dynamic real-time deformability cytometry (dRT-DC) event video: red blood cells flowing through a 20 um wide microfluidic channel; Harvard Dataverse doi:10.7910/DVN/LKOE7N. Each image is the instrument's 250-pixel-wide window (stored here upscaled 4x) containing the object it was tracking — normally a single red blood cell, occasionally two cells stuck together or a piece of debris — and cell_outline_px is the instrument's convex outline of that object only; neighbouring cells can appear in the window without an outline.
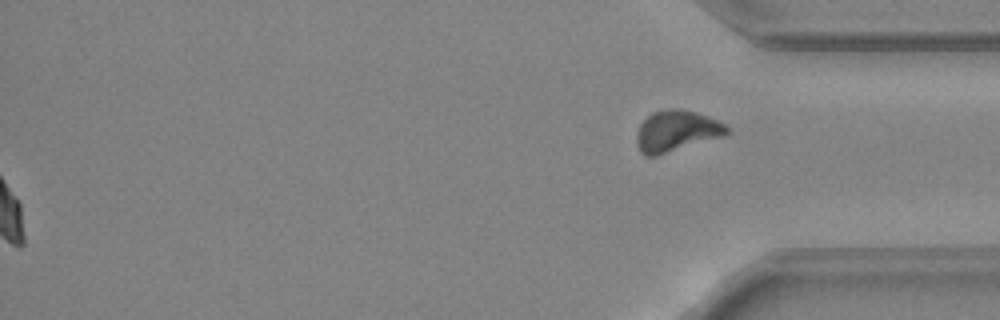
{"species": "common noctule bat (a hibernating species)", "species_latin": "Nyctalus noctula", "temperature_condition": "warm", "stored_images_in_passage": 35, "segment_of_instrument_passage": [2, 2], "camera_frame_rate_fps": 3000, "um_per_image_px": 0.085, "animal": {"sex": "female", "body_mass_g": 24.6, "forearm_length_mm": 56.2}, "frame": {"image": 1, "passage_image": 35, "time_ms": 11.333, "image_size_px": [1000, 320], "cell_outline_px": [[728, 132], [724, 136], [656, 156], [644, 156], [640, 152], [636, 144], [636, 132], [640, 124], [652, 112], [672, 108], [680, 108], [696, 112], [716, 120], [724, 124], [728, 128]], "centroid_in_image_um": [57.45, 11.14], "position_along_channel_um": 377.7, "area_um2": 21.62}}